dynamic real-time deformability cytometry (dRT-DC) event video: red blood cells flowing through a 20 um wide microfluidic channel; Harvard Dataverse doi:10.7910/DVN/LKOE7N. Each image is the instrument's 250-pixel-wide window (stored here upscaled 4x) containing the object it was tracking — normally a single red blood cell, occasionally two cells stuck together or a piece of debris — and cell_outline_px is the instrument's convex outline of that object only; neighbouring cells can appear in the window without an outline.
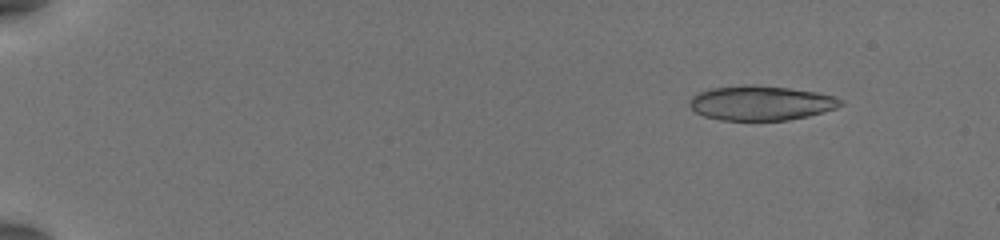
{"species": "common noctule bat (a hibernating species)", "species_latin": "Nyctalus noctula", "temperature_condition": "warm", "stored_images_in_passage": 55, "camera_frame_rate_fps": 3000, "um_per_image_px": 0.085, "animal": {"sex": "female", "body_mass_g": 19.5, "forearm_length_mm": 54.1}, "frame": {"image": 1, "passage_image": 7, "time_ms": 2.0, "image_size_px": [1000, 240], "cell_outline_px": [[844, 104], [836, 108], [824, 112], [808, 116], [788, 120], [720, 120], [704, 116], [696, 112], [688, 104], [688, 100], [692, 96], [708, 88], [752, 84], [756, 84], [788, 88], [816, 92], [832, 96], [844, 100]], "centroid_in_image_um": [64.67, 8.75], "position_along_channel_um": 20.3, "area_um2": 30.63}, "authors_computed_cell_mechanics": {"area_um2": 20.6346, "velocity_mm_per_s": 3.9344, "shape_relaxation_time_tau1_ms": 3.3828, "shape_relaxation_time_tau2_ms": 1.0013, "deformation_change_tau1": 0.1823, "deformation_change_tau2": 0.0762}}